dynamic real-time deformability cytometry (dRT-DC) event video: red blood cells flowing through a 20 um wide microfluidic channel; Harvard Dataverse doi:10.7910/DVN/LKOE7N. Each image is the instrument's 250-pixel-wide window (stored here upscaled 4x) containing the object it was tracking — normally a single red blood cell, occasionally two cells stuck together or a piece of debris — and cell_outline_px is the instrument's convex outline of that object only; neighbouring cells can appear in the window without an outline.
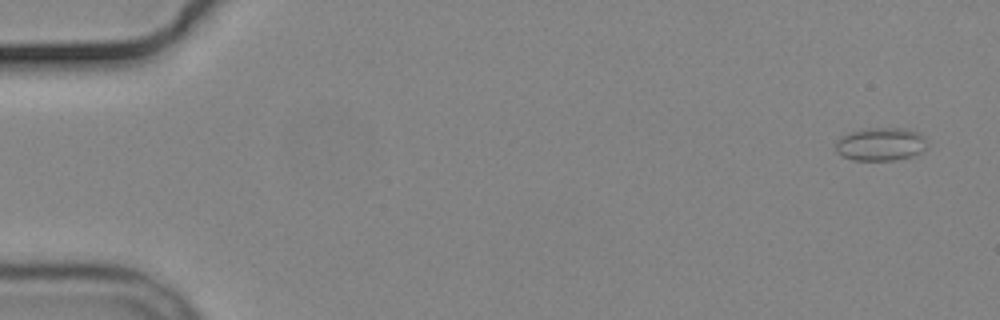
{"species": "common noctule bat (a hibernating species)", "species_latin": "Nyctalus noctula", "temperature_condition": "cold", "stored_images_in_passage": 5, "camera_frame_rate_fps": 3000, "um_per_image_px": 0.085, "animal": {"sex": "male", "body_mass_g": 19.2, "forearm_length_mm": 51.8}, "frame": {"image": 1, "passage_image": 1, "time_ms": 0.0, "image_size_px": [1000, 320], "cell_outline_px": [[928, 144], [920, 152], [912, 156], [892, 160], [852, 160], [840, 156], [836, 152], [836, 140], [852, 132], [864, 128], [904, 128], [920, 132], [924, 136]], "centroid_in_image_um": [74.86, 12.25], "position_along_channel_um": 10.1, "area_um2": 17.74}}
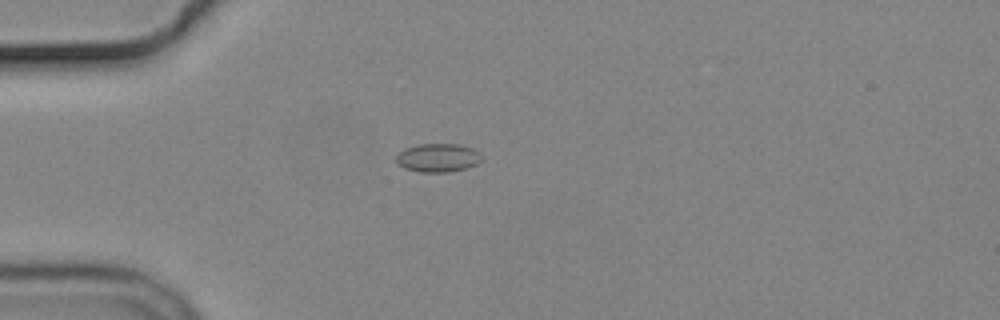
{"frame": {"image": 2, "passage_image": 4, "time_ms": 4.333, "image_size_px": [1000, 320], "cell_outline_px": [[480, 160], [476, 164], [468, 168], [448, 172], [420, 172], [404, 168], [396, 164], [396, 156], [404, 148], [420, 144], [456, 144], [472, 148], [480, 156]], "centroid_in_image_um": [37.17, 13.42], "position_along_channel_um": 47.8, "area_um2": 14.1}}
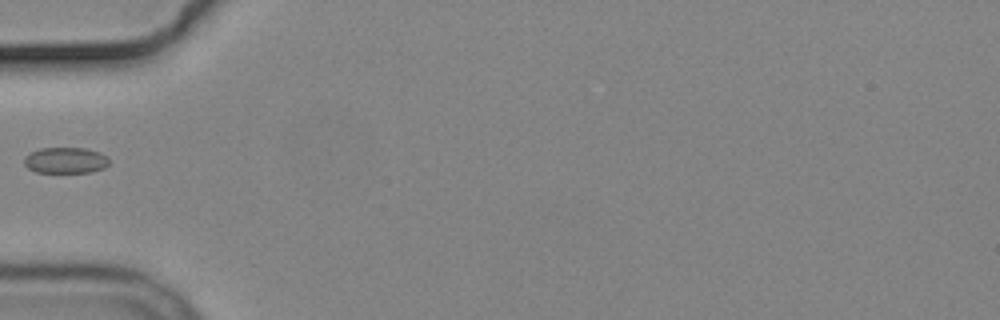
{"frame": {"image": 3, "passage_image": 5, "time_ms": 5.667, "image_size_px": [1000, 320], "cell_outline_px": [[108, 164], [104, 168], [92, 172], [36, 172], [28, 168], [24, 164], [24, 156], [40, 148], [84, 148], [100, 152], [108, 156]], "centroid_in_image_um": [5.58, 13.62], "position_along_channel_um": 79.4, "area_um2": 12.89}}